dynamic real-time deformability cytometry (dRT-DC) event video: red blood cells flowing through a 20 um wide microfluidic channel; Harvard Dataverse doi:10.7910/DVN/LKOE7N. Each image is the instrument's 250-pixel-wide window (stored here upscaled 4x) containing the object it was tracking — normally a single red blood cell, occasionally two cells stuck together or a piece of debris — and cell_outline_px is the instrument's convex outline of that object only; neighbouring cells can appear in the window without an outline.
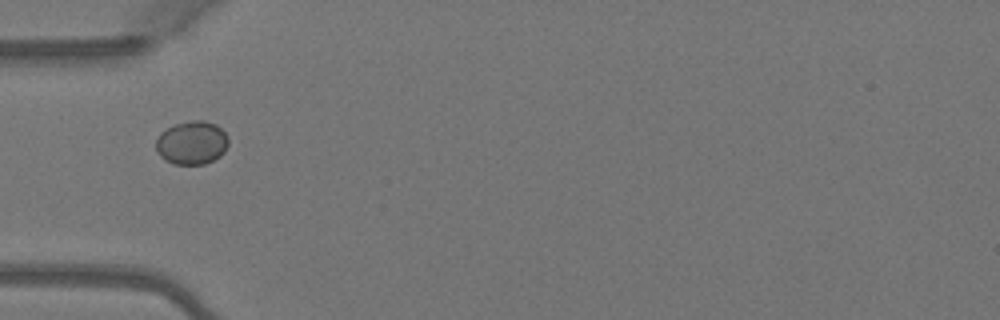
{"species": "Egyptian fruit bat (a non-hibernating species)", "species_latin": "Rousettus aegyptiacus", "temperature_condition": "warm", "stored_images_in_passage": 4, "camera_frame_rate_fps": 3000, "um_per_image_px": 0.085, "animal": {"sex": "female"}, "frame": {"image": 1, "passage_image": 4, "time_ms": 1.0, "image_size_px": [1000, 320], "cell_outline_px": [[228, 144], [224, 152], [220, 156], [204, 164], [172, 164], [164, 160], [156, 152], [156, 140], [160, 132], [176, 124], [192, 120], [204, 120], [216, 124], [228, 136]], "centroid_in_image_um": [16.29, 12.14], "position_along_channel_um": 68.7, "area_um2": 18.44}}